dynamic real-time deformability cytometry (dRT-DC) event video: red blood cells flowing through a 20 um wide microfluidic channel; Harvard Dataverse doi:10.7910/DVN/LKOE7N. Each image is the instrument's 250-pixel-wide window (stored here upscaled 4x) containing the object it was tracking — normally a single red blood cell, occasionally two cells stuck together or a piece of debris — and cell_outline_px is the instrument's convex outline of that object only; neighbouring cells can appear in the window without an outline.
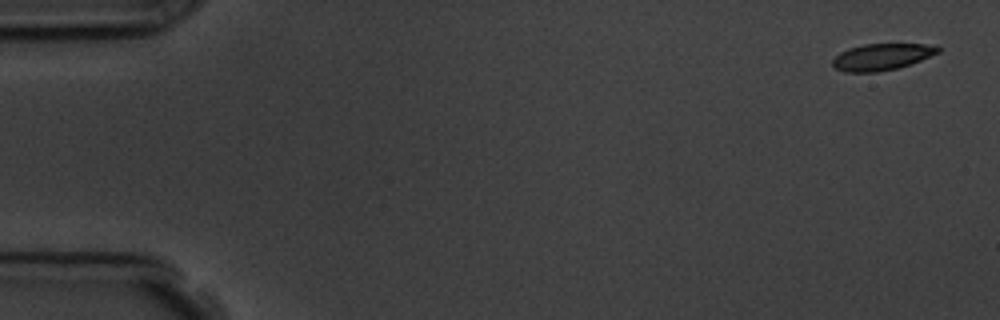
{"species": "common noctule bat (a hibernating species)", "species_latin": "Nyctalus noctula", "temperature_condition": "room temperature", "stored_images_in_passage": 9, "camera_frame_rate_fps": 3000, "um_per_image_px": 0.085, "animal": {"sex": "male", "body_mass_g": 19.5, "forearm_length_mm": 54.6}, "frame": {"image": 1, "passage_image": 1, "time_ms": 0.0, "image_size_px": [1000, 320], "cell_outline_px": [[940, 52], [920, 60], [896, 68], [876, 72], [844, 72], [836, 68], [832, 64], [832, 60], [840, 52], [848, 48], [864, 44], [924, 44], [940, 48]], "centroid_in_image_um": [74.9, 4.83], "position_along_channel_um": 10.1, "area_um2": 16.07}}